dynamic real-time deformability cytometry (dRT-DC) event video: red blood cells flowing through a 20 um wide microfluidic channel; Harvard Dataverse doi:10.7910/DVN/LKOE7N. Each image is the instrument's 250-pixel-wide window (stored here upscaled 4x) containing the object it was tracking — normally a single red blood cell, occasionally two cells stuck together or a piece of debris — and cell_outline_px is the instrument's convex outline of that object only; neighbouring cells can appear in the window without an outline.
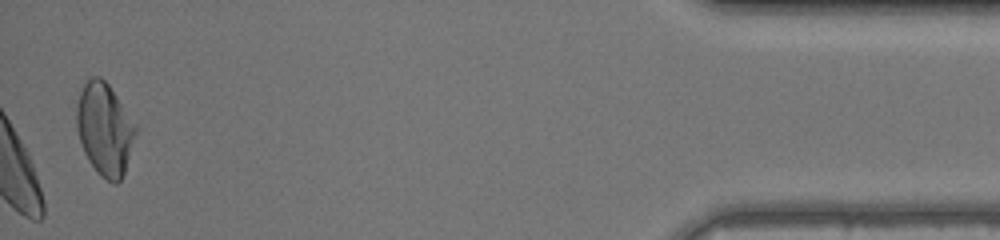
{"species": "human", "species_latin": "Homo sapiens", "temperature_condition": "room temperature", "stored_images_in_passage": 38, "camera_frame_rate_fps": 3000, "um_per_image_px": 0.085, "donor": {"sex": "male"}, "frame": {"image": 1, "passage_image": 38, "time_ms": 12.333, "image_size_px": [1000, 240], "cell_outline_px": [[136, 128], [124, 172], [120, 180], [116, 184], [100, 176], [88, 160], [84, 152], [80, 140], [76, 124], [76, 104], [80, 92], [84, 84], [92, 76], [100, 76], [108, 84], [136, 124]], "centroid_in_image_um": [8.86, 10.95], "position_along_channel_um": 426.3, "area_um2": 31.21}}